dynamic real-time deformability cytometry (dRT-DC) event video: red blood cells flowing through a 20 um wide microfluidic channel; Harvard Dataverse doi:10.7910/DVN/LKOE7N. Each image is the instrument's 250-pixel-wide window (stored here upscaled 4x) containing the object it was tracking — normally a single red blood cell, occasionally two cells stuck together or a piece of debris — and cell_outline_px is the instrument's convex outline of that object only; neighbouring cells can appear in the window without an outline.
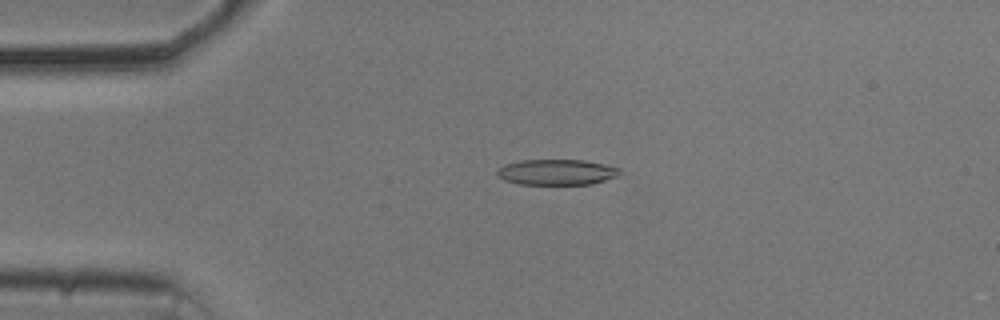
{"species": "common noctule bat (a hibernating species)", "species_latin": "Nyctalus noctula", "temperature_condition": "cold", "stored_images_in_passage": 54, "camera_frame_rate_fps": 3000, "um_per_image_px": 0.085, "animal": {"sex": "male", "body_mass_g": 20.5, "forearm_length_mm": 52.5}, "frame": {"image": 1, "passage_image": 12, "time_ms": 3.667, "image_size_px": [1000, 320], "cell_outline_px": [[620, 176], [592, 184], [520, 184], [504, 180], [496, 176], [496, 168], [520, 160], [584, 160], [604, 164], [620, 168]], "centroid_in_image_um": [47.32, 14.63], "position_along_channel_um": 37.7, "area_um2": 18.44}}
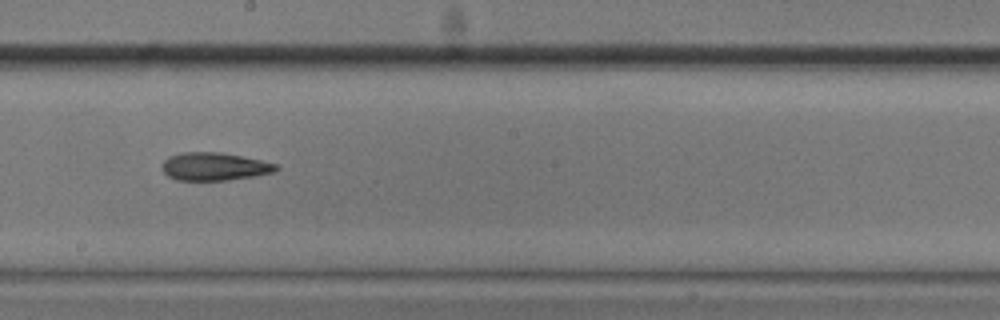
{"frame": {"image": 2, "passage_image": 30, "time_ms": 9.667, "image_size_px": [1000, 320], "cell_outline_px": [[280, 168], [276, 172], [256, 176], [228, 180], [176, 180], [168, 176], [164, 172], [160, 164], [168, 156], [180, 152], [220, 152], [260, 160], [276, 164]], "centroid_in_image_um": [18.21, 14.15], "position_along_channel_um": 230.0, "area_um2": 18.73}}
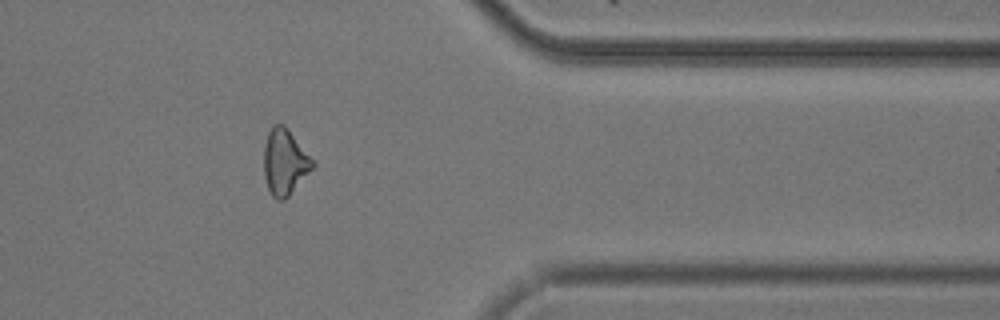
{"frame": {"image": 3, "passage_image": 44, "time_ms": 14.333, "image_size_px": [1000, 320], "cell_outline_px": [[316, 164], [288, 196], [284, 200], [276, 200], [272, 196], [268, 188], [264, 176], [264, 148], [268, 132], [272, 124], [284, 124], [316, 160]], "centroid_in_image_um": [24.22, 13.74], "position_along_channel_um": 387.2, "area_um2": 18.9}}